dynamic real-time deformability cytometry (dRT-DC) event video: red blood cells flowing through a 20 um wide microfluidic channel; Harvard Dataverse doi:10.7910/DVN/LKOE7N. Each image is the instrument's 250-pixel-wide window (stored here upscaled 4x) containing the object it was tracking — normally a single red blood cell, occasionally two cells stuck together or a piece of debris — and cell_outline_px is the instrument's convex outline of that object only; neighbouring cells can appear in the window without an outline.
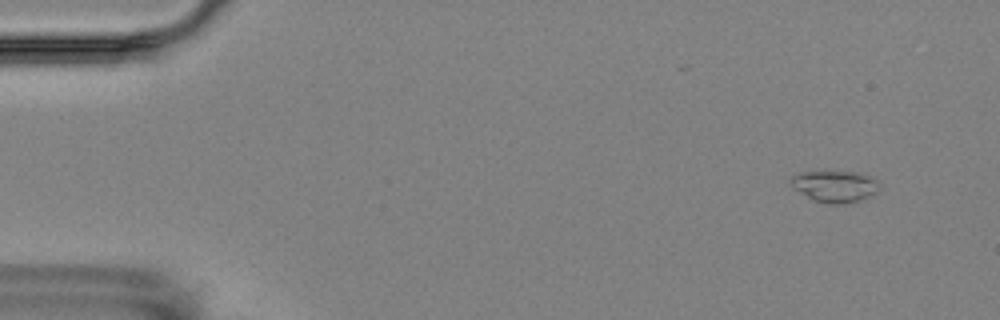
{"species": "Egyptian fruit bat (a non-hibernating species)", "species_latin": "Rousettus aegyptiacus", "temperature_condition": "room temperature", "stored_images_in_passage": 5, "camera_frame_rate_fps": 3000, "um_per_image_px": 0.085, "animal": {"sex": "female"}, "frame": {"image": 1, "passage_image": 2, "time_ms": 1.333, "image_size_px": [1000, 320], "cell_outline_px": [[880, 184], [876, 192], [860, 200], [844, 204], [828, 204], [812, 200], [792, 188], [788, 184], [788, 180], [792, 176], [800, 172], [856, 172], [872, 176]], "centroid_in_image_um": [70.91, 15.84], "position_along_channel_um": 14.1, "area_um2": 16.47}}